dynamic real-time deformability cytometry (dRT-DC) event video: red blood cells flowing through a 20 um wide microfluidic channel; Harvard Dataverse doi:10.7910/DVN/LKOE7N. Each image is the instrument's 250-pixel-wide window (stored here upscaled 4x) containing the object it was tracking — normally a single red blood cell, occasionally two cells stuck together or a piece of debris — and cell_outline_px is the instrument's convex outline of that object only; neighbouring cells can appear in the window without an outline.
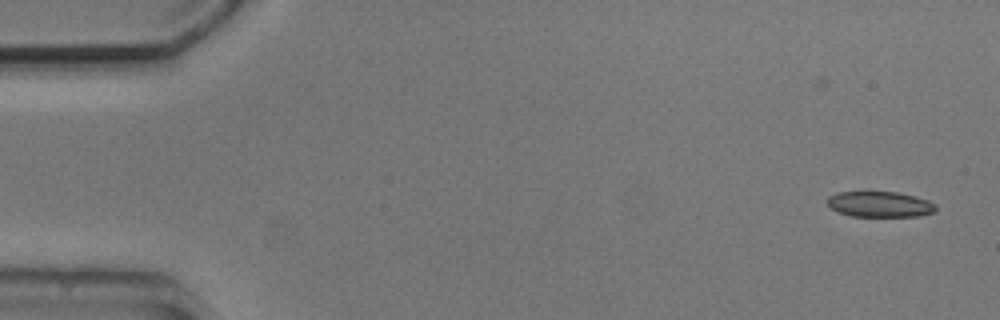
{"species": "common noctule bat (a hibernating species)", "species_latin": "Nyctalus noctula", "temperature_condition": "cold", "stored_images_in_passage": 7, "camera_frame_rate_fps": 3000, "um_per_image_px": 0.085, "animal": {"sex": "male", "body_mass_g": 20.5, "forearm_length_mm": 52.5}, "frame": {"image": 1, "passage_image": 2, "time_ms": 1.0, "image_size_px": [1000, 320], "cell_outline_px": [[936, 212], [920, 216], [852, 216], [840, 212], [832, 208], [828, 204], [828, 196], [836, 192], [896, 192], [916, 196], [928, 200], [936, 204]], "centroid_in_image_um": [74.84, 17.36], "position_along_channel_um": 10.2, "area_um2": 16.18}}